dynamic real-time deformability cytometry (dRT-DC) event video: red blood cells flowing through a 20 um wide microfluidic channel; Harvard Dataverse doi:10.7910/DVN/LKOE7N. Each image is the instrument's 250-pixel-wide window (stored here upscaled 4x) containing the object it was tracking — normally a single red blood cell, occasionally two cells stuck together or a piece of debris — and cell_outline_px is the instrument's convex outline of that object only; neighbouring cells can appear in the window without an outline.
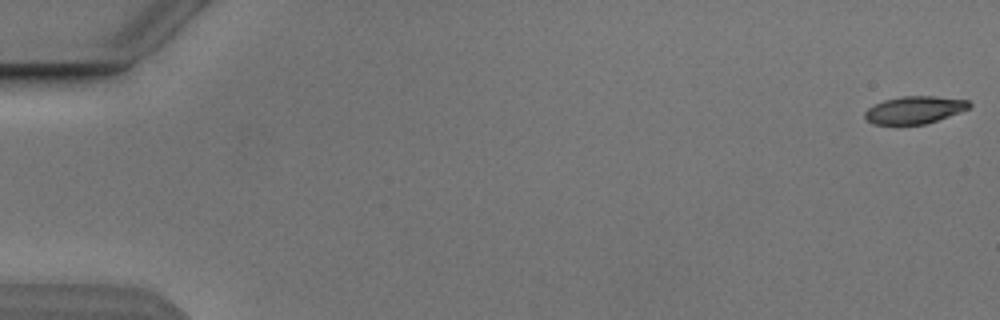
{"species": "Egyptian fruit bat (a non-hibernating species)", "species_latin": "Rousettus aegyptiacus", "temperature_condition": "cold", "stored_images_in_passage": 7, "camera_frame_rate_fps": 3000, "um_per_image_px": 0.085, "animal": {"sex": "male"}, "frame": {"image": 1, "passage_image": 1, "time_ms": 0.0, "image_size_px": [1000, 320], "cell_outline_px": [[972, 104], [968, 108], [960, 112], [924, 124], [872, 124], [864, 116], [864, 112], [868, 108], [884, 100], [900, 96], [936, 96], [968, 100]], "centroid_in_image_um": [77.73, 9.33], "position_along_channel_um": 7.3, "area_um2": 16.53}}
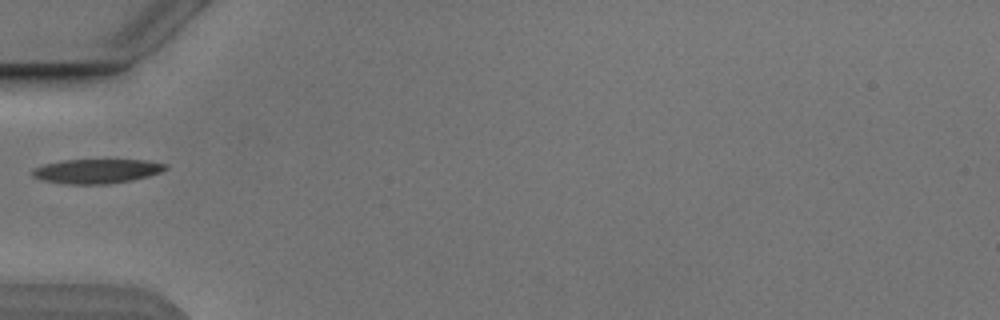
{"frame": {"image": 2, "passage_image": 6, "time_ms": 6.0, "image_size_px": [1000, 320], "cell_outline_px": [[168, 168], [160, 172], [148, 176], [132, 180], [108, 184], [68, 184], [40, 180], [32, 176], [32, 168], [44, 164], [60, 160], [148, 160], [168, 164]], "centroid_in_image_um": [8.2, 14.54], "position_along_channel_um": 76.8, "area_um2": 19.07}}
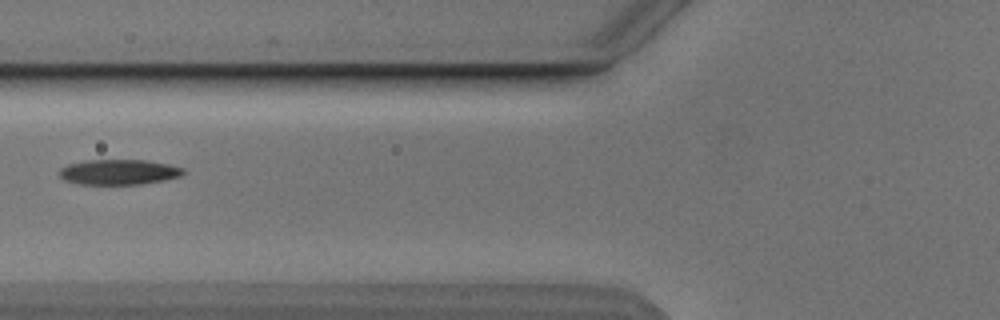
{"frame": {"image": 3, "passage_image": 7, "time_ms": 7.0, "image_size_px": [1000, 320], "cell_outline_px": [[184, 172], [180, 176], [164, 180], [140, 184], [76, 184], [64, 180], [60, 176], [60, 168], [68, 164], [84, 160], [144, 160], [168, 164], [184, 168]], "centroid_in_image_um": [10.07, 14.62], "position_along_channel_um": 115.7, "area_um2": 18.21}}